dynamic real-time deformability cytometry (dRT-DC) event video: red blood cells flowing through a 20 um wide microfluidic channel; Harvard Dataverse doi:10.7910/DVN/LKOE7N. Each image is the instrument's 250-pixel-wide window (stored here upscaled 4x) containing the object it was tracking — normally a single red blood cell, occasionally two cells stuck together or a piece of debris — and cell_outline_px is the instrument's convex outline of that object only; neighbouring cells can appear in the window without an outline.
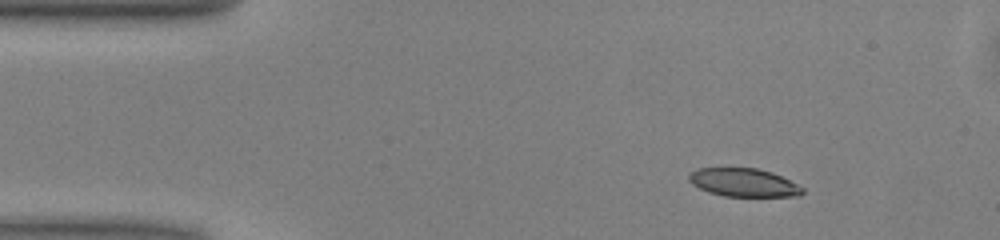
{"species": "common noctule bat (a hibernating species)", "species_latin": "Nyctalus noctula", "temperature_condition": "warm", "stored_images_in_passage": 47, "camera_frame_rate_fps": 3000, "um_per_image_px": 0.085, "animal": {"sex": "male", "body_mass_g": 13.0, "forearm_length_mm": 53.1}, "frame": {"image": 1, "passage_image": 3, "time_ms": 0.667, "image_size_px": [1000, 240], "cell_outline_px": [[804, 192], [800, 196], [724, 196], [708, 192], [692, 184], [688, 180], [688, 172], [696, 168], [756, 168], [772, 172], [804, 188]], "centroid_in_image_um": [63.16, 15.51], "position_along_channel_um": 21.8, "area_um2": 18.73}}
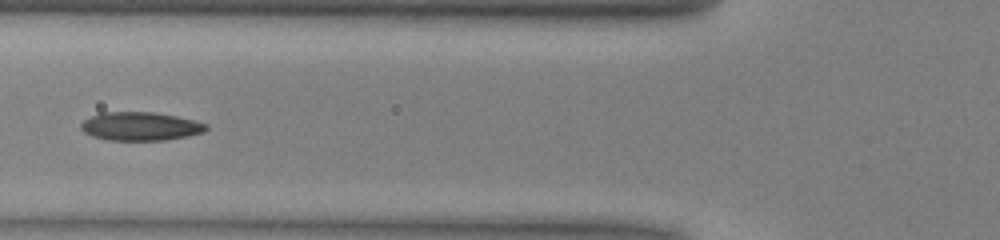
{"frame": {"image": 2, "passage_image": 15, "time_ms": 4.667, "image_size_px": [1000, 240], "cell_outline_px": [[208, 128], [204, 132], [188, 136], [164, 140], [108, 140], [92, 136], [84, 132], [80, 128], [80, 124], [84, 120], [100, 112], [152, 112], [176, 116], [196, 120], [208, 124]], "centroid_in_image_um": [11.95, 10.73], "position_along_channel_um": 113.9, "area_um2": 20.87}}
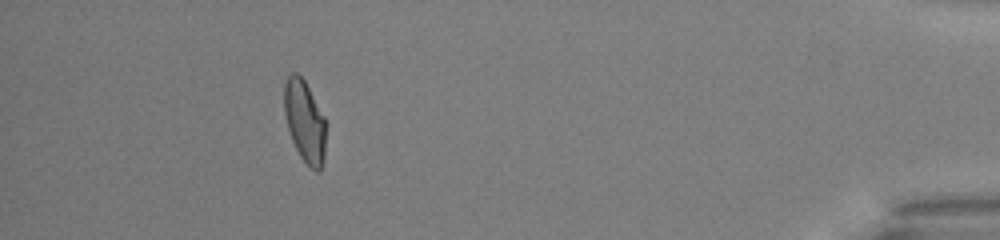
{"frame": {"image": 3, "passage_image": 42, "time_ms": 13.667, "image_size_px": [1000, 240], "cell_outline_px": [[324, 160], [320, 172], [316, 172], [300, 156], [292, 140], [288, 128], [284, 112], [284, 84], [288, 76], [292, 72], [296, 72], [304, 80], [324, 116]], "centroid_in_image_um": [25.88, 10.3], "position_along_channel_um": 409.3, "area_um2": 19.54}, "authors_computed_cell_mechanics": {"area_um2": 20.3456, "velocity_mm_per_s": 4.0267, "shape_relaxation_time_tau1_ms": 7.189, "shape_relaxation_time_tau2_ms": 2.8582, "deformation_change_tau1": 0.1903, "deformation_change_tau2": 0.0633}}